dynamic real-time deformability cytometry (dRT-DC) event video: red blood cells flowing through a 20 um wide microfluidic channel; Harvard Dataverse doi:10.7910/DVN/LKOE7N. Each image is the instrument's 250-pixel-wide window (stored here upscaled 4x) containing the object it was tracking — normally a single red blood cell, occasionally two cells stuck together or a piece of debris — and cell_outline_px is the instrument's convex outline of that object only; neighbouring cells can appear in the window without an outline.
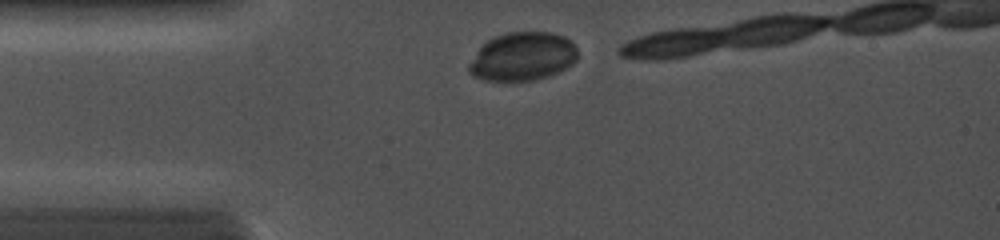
{"species": "common noctule bat (a hibernating species)", "species_latin": "Nyctalus noctula", "temperature_condition": "cold", "stored_images_in_passage": 3, "camera_frame_rate_fps": 5000, "um_per_image_px": 0.085, "animal": {"sex": "female", "body_mass_g": 19.0, "forearm_length_mm": 56.7}, "frame": {"image": 1, "passage_image": 1, "time_ms": 0.0, "image_size_px": [1000, 240], "cell_outline_px": [[576, 60], [572, 64], [548, 76], [532, 80], [484, 80], [472, 76], [468, 72], [468, 64], [480, 48], [488, 40], [496, 36], [508, 32], [552, 32], [564, 36], [572, 40], [576, 48]], "centroid_in_image_um": [44.42, 4.79], "position_along_channel_um": 40.6, "area_um2": 30.46}}